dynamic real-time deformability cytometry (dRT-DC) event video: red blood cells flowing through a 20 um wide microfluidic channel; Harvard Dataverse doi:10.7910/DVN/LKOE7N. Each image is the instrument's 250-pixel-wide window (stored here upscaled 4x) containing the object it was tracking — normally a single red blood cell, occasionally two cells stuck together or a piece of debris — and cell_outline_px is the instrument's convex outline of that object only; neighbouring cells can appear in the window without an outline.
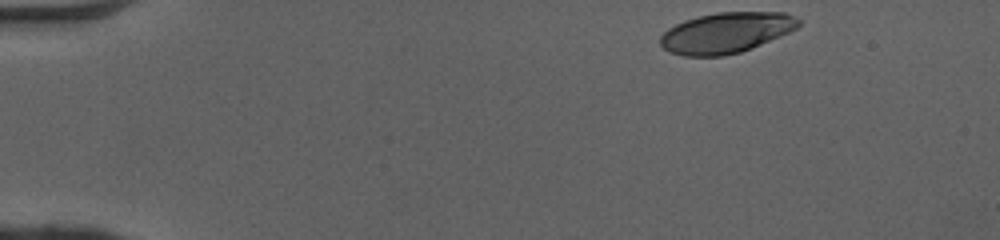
{"species": "human", "species_latin": "Homo sapiens", "temperature_condition": "cold", "stored_images_in_passage": 40, "camera_frame_rate_fps": 3000, "um_per_image_px": 0.085, "donor": {"sex": "female"}, "frame": {"image": 1, "passage_image": 1, "time_ms": 0.0, "image_size_px": [1000, 240], "cell_outline_px": [[800, 24], [796, 28], [788, 32], [760, 44], [740, 52], [724, 56], [684, 56], [668, 52], [660, 44], [660, 36], [668, 28], [684, 20], [716, 12], [784, 12], [800, 20]], "centroid_in_image_um": [61.67, 2.78], "position_along_channel_um": 23.3, "area_um2": 32.48}}
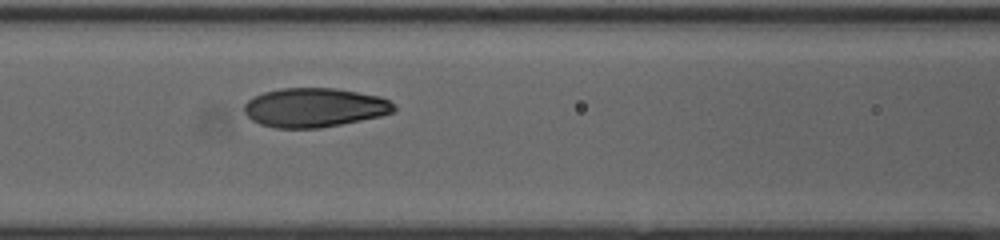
{"frame": {"image": 2, "passage_image": 17, "time_ms": 5.333, "image_size_px": [1000, 240], "cell_outline_px": [[396, 112], [380, 116], [320, 128], [276, 128], [260, 124], [252, 120], [244, 112], [244, 104], [252, 96], [264, 92], [280, 88], [336, 88], [380, 96], [388, 100], [396, 108]], "centroid_in_image_um": [26.71, 9.14], "position_along_channel_um": 139.9, "area_um2": 34.22}}
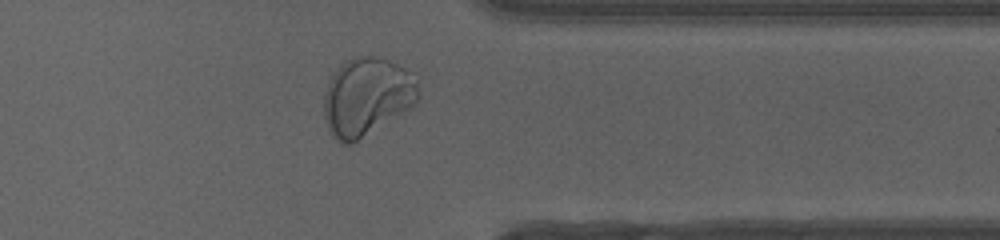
{"frame": {"image": 3, "passage_image": 35, "time_ms": 11.333, "image_size_px": [1000, 240], "cell_outline_px": [[416, 100], [408, 108], [352, 144], [340, 144], [332, 136], [328, 128], [324, 116], [324, 92], [332, 76], [340, 64], [356, 56], [380, 56], [404, 68], [416, 80]], "centroid_in_image_um": [31.11, 8.22], "position_along_channel_um": 380.3, "area_um2": 42.19}, "authors_computed_cell_mechanics": {"area_um2": 34.1309, "velocity_mm_per_s": 4.0696, "shape_relaxation_time_tau1_ms": 2.5885, "shape_relaxation_time_tau2_ms": null, "deformation_change_tau1": 0.1718, "deformation_change_tau2": null}}